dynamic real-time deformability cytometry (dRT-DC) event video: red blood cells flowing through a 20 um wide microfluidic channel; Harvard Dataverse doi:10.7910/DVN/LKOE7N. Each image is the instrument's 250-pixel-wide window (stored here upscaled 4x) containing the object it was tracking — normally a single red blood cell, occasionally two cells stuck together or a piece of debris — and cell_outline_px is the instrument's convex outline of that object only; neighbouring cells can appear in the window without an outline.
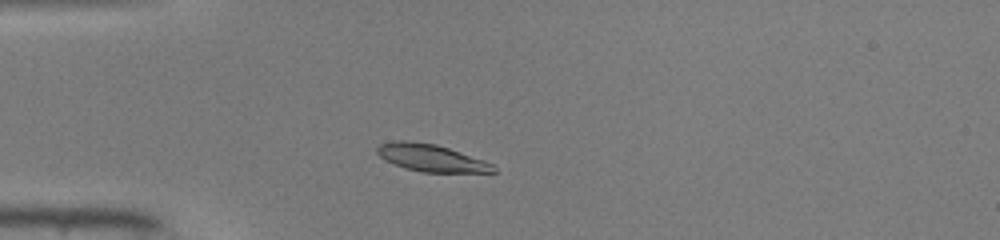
{"species": "common noctule bat (a hibernating species)", "species_latin": "Nyctalus noctula", "temperature_condition": "warm", "stored_images_in_passage": 6, "camera_frame_rate_fps": 3000, "um_per_image_px": 0.085, "animal": {"sex": "male", "body_mass_g": 19.0, "forearm_length_mm": 50.8}, "frame": {"image": 1, "passage_image": 1, "time_ms": 0.0, "image_size_px": [1000, 240], "cell_outline_px": [[496, 172], [420, 172], [384, 160], [376, 152], [376, 148], [380, 144], [392, 140], [408, 140], [436, 144], [484, 160], [492, 164], [496, 168]], "centroid_in_image_um": [36.62, 13.4], "position_along_channel_um": 48.4, "area_um2": 18.32}}
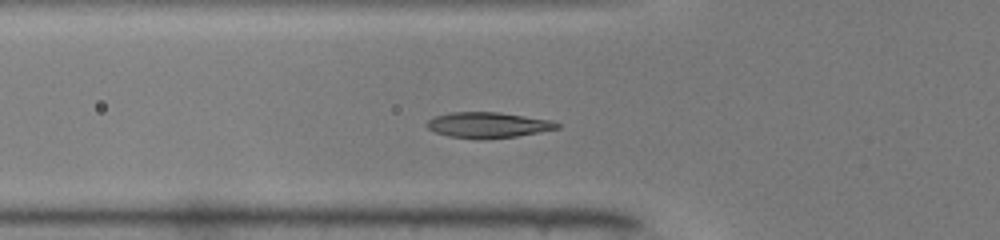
{"frame": {"image": 2, "passage_image": 5, "time_ms": 1.333, "image_size_px": [1000, 240], "cell_outline_px": [[560, 128], [516, 136], [484, 140], [476, 140], [448, 136], [436, 132], [428, 128], [424, 124], [428, 120], [436, 116], [452, 112], [500, 112], [552, 120], [560, 124]], "centroid_in_image_um": [41.47, 10.63], "position_along_channel_um": 84.3, "area_um2": 19.65}}